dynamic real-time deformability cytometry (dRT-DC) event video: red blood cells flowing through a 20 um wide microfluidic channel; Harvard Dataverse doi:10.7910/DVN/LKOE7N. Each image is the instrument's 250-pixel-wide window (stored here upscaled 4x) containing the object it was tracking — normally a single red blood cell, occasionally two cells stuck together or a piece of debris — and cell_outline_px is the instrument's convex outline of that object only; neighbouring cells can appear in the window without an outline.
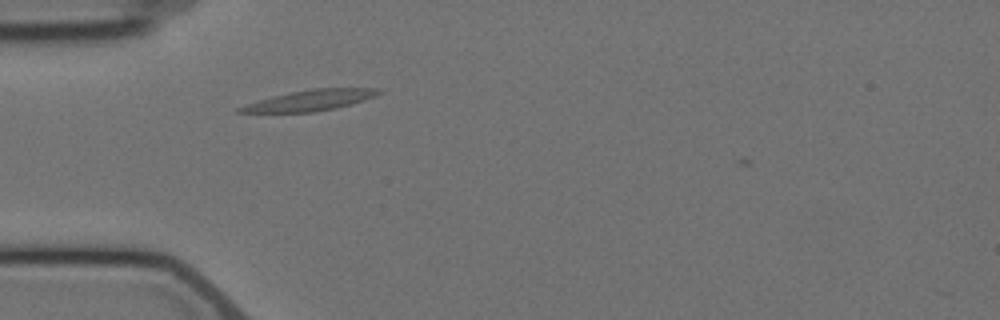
{"species": "Egyptian fruit bat (a non-hibernating species)", "species_latin": "Rousettus aegyptiacus", "temperature_condition": "cold", "stored_images_in_passage": 2, "camera_frame_rate_fps": 3000, "um_per_image_px": 0.085, "animal": {"sex": "female"}, "frame": {"image": 1, "passage_image": 2, "time_ms": 1.0, "image_size_px": [1000, 320], "cell_outline_px": [[384, 92], [376, 96], [364, 100], [336, 108], [316, 112], [236, 112], [236, 108], [272, 96], [312, 88], [376, 88]], "centroid_in_image_um": [26.42, 8.52], "position_along_channel_um": 58.6, "area_um2": 16.59}}